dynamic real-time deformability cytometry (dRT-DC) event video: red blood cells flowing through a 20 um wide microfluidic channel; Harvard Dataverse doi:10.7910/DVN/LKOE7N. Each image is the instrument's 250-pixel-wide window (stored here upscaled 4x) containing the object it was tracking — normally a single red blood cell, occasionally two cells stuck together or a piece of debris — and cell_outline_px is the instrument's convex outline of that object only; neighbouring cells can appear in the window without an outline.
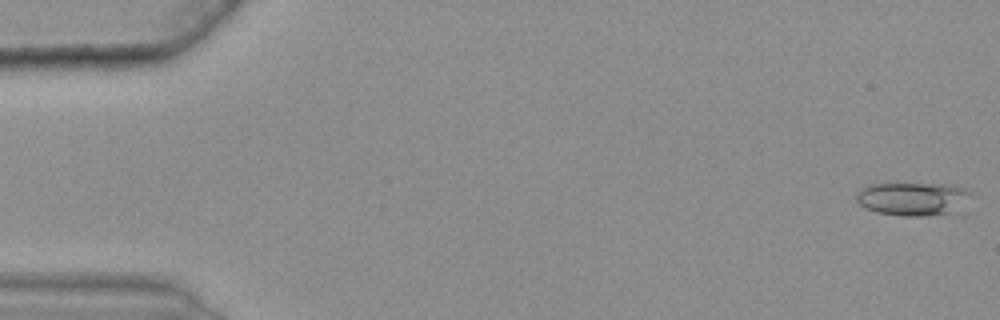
{"species": "common noctule bat (a hibernating species)", "species_latin": "Nyctalus noctula", "temperature_condition": "warm", "stored_images_in_passage": 48, "camera_frame_rate_fps": 3000, "um_per_image_px": 0.085, "animal": {"sex": "female", "body_mass_g": 25.1}, "frame": {"image": 1, "passage_image": 1, "time_ms": 0.0, "image_size_px": [1000, 320], "cell_outline_px": [[972, 192], [952, 212], [928, 216], [900, 216], [876, 212], [864, 208], [856, 200], [856, 192], [860, 188], [872, 184], [940, 184], [964, 188]], "centroid_in_image_um": [77.47, 16.9], "position_along_channel_um": 7.5, "area_um2": 21.85}}
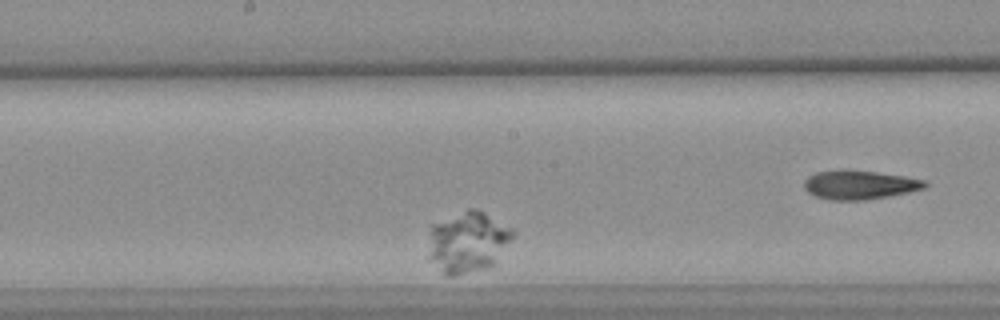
{"frame": {"image": 2, "passage_image": 27, "time_ms": 8.667, "image_size_px": [1000, 320], "cell_outline_px": [[516, 232], [492, 264], [488, 268], [452, 276], [448, 276], [428, 260], [428, 224], [468, 208], [476, 208], [484, 212], [512, 228]], "centroid_in_image_um": [39.67, 20.53], "position_along_channel_um": 208.5, "area_um2": 30.4}}
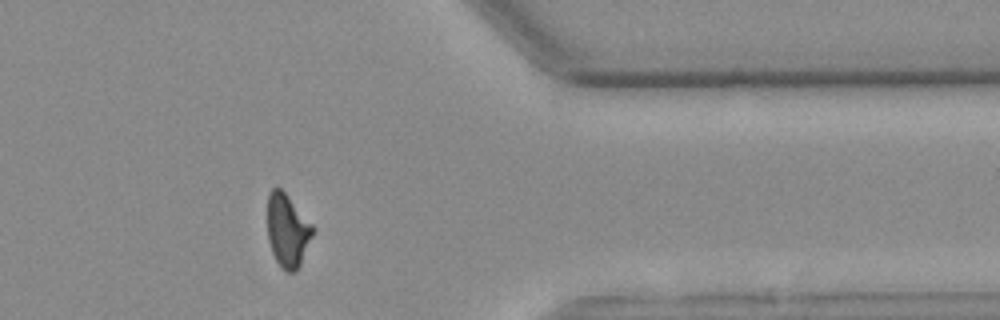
{"frame": {"image": 3, "passage_image": 46, "time_ms": 15.0, "image_size_px": [1000, 320], "cell_outline_px": [[316, 228], [300, 264], [296, 272], [288, 272], [276, 260], [272, 252], [268, 240], [268, 192], [276, 184], [288, 196]], "centroid_in_image_um": [24.44, 19.55], "position_along_channel_um": 387.0, "area_um2": 19.25}}